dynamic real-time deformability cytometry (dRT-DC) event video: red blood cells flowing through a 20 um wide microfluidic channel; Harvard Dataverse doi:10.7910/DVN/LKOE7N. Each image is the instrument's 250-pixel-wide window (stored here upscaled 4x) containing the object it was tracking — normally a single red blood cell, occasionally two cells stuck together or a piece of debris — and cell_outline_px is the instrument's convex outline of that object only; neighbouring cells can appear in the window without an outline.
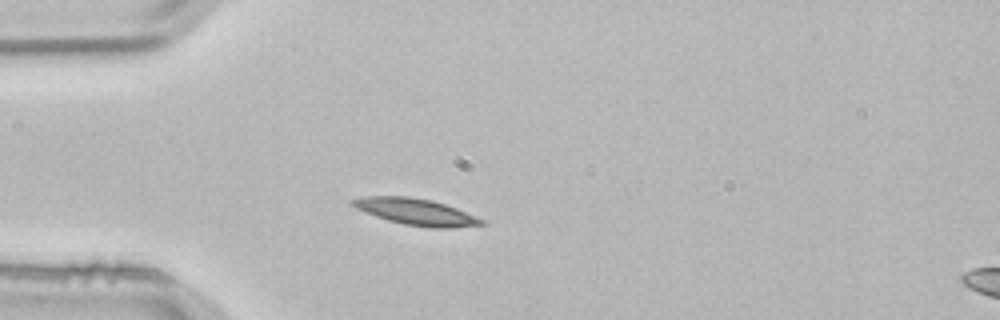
{"species": "common noctule bat (a hibernating species)", "species_latin": "Nyctalus noctula", "temperature_condition": "room temperature", "stored_images_in_passage": 2, "camera_frame_rate_fps": 3000, "um_per_image_px": 0.085, "animal": {"sex": "male", "body_mass_g": 21.5, "forearm_length_mm": 52.0}, "frame": {"image": 1, "passage_image": 2, "time_ms": 0.333, "image_size_px": [1000, 320], "cell_outline_px": [[488, 224], [448, 228], [428, 228], [404, 224], [388, 220], [376, 216], [356, 208], [348, 204], [348, 200], [364, 196], [408, 196], [432, 200], [456, 208], [484, 220]], "centroid_in_image_um": [35.32, 18.0], "position_along_channel_um": 49.7, "area_um2": 19.94}}